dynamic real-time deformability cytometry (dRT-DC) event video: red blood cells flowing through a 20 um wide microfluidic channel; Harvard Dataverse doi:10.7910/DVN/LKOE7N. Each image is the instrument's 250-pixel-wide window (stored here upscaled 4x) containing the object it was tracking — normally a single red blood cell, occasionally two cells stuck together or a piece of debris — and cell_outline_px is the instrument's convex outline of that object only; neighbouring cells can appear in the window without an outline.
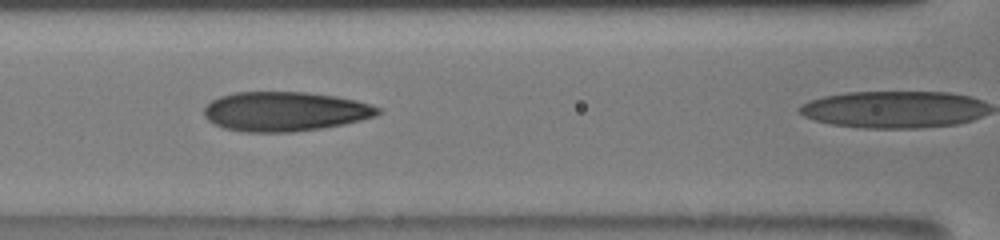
{"species": "human", "species_latin": "Homo sapiens", "temperature_condition": "room temperature", "stored_images_in_passage": 33, "camera_frame_rate_fps": 3000, "um_per_image_px": 0.085, "donor": {"sex": "male"}, "frame": {"image": 1, "passage_image": 26, "time_ms": 8.333, "image_size_px": [1000, 240], "cell_outline_px": [[380, 112], [376, 116], [344, 124], [320, 128], [292, 132], [244, 132], [224, 128], [208, 120], [204, 116], [204, 108], [212, 100], [220, 96], [236, 92], [304, 92], [336, 96], [368, 104], [380, 108]], "centroid_in_image_um": [24.19, 9.47], "position_along_channel_um": 142.4, "area_um2": 39.71}}